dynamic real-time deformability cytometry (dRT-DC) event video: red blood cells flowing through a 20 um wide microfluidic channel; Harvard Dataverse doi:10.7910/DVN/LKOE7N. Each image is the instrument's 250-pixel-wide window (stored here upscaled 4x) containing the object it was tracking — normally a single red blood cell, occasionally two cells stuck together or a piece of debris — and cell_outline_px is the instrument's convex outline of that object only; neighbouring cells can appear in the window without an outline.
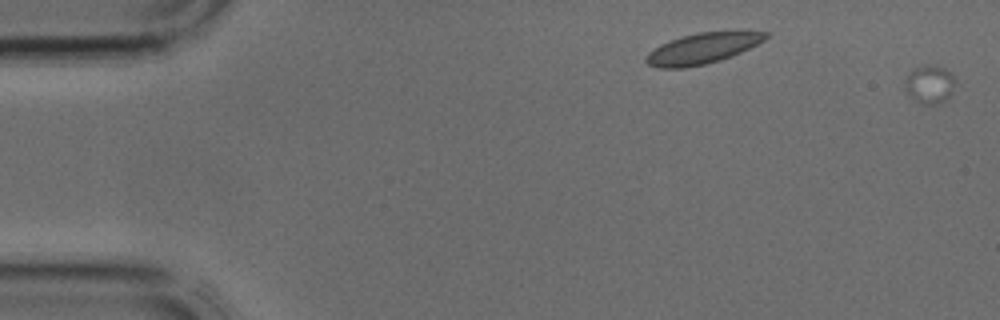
{"species": "common noctule bat (a hibernating species)", "species_latin": "Nyctalus noctula", "temperature_condition": "cold", "stored_images_in_passage": 3, "segment_of_instrument_passage": [1, 2], "camera_frame_rate_fps": 3000, "um_per_image_px": 0.085, "animal": {"sex": "male", "body_mass_g": 17.9, "forearm_length_mm": 54.2}, "frame": {"image": 1, "passage_image": 1, "time_ms": 0.0, "image_size_px": [1000, 320], "cell_outline_px": [[956, 80], [952, 92], [940, 104], [920, 104], [904, 92], [904, 80], [916, 68], [924, 64], [944, 68]], "centroid_in_image_um": [78.99, 7.2], "position_along_channel_um": 6.0, "area_um2": 11.16}}